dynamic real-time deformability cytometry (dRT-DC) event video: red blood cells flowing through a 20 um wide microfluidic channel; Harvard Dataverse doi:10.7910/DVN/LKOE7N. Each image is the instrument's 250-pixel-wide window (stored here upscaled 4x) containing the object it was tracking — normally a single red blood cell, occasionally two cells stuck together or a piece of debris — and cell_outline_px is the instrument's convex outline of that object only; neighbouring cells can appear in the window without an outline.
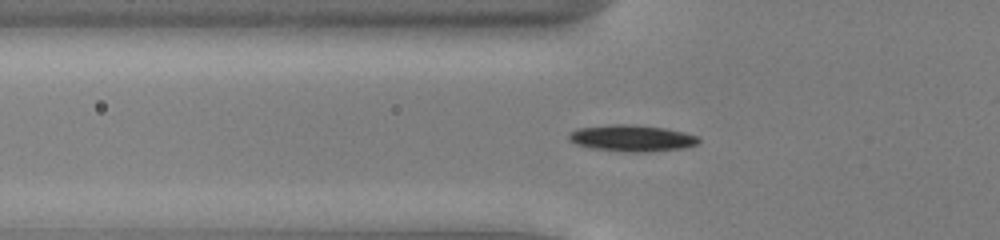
{"species": "common noctule bat (a hibernating species)", "species_latin": "Nyctalus noctula", "temperature_condition": "cold", "stored_images_in_passage": 38, "camera_frame_rate_fps": 3000, "um_per_image_px": 0.085, "animal": {"sex": "male", "body_mass_g": 13.0, "forearm_length_mm": 53.1}, "frame": {"image": 1, "passage_image": 4, "time_ms": 1.0, "image_size_px": [1000, 240], "cell_outline_px": [[700, 140], [696, 144], [684, 148], [648, 152], [628, 152], [592, 148], [576, 144], [568, 140], [568, 132], [576, 128], [612, 124], [628, 124], [664, 128], [684, 132], [700, 136]], "centroid_in_image_um": [53.69, 11.74], "position_along_channel_um": 72.1, "area_um2": 20.17}}
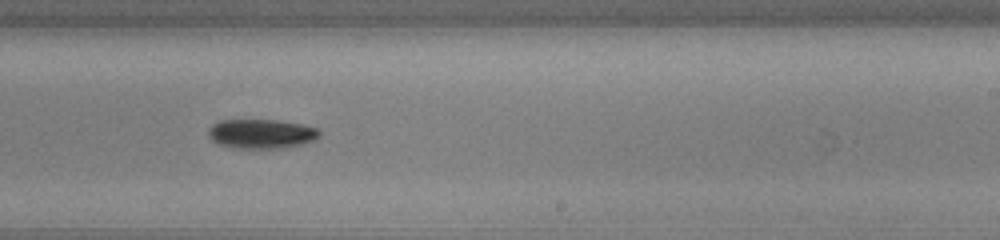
{"frame": {"image": 2, "passage_image": 19, "time_ms": 6.0, "image_size_px": [1000, 240], "cell_outline_px": [[320, 136], [304, 144], [284, 148], [232, 148], [220, 144], [212, 140], [208, 136], [208, 128], [212, 124], [220, 120], [276, 120], [300, 124], [320, 128]], "centroid_in_image_um": [22.21, 11.37], "position_along_channel_um": 266.8, "area_um2": 19.13}}
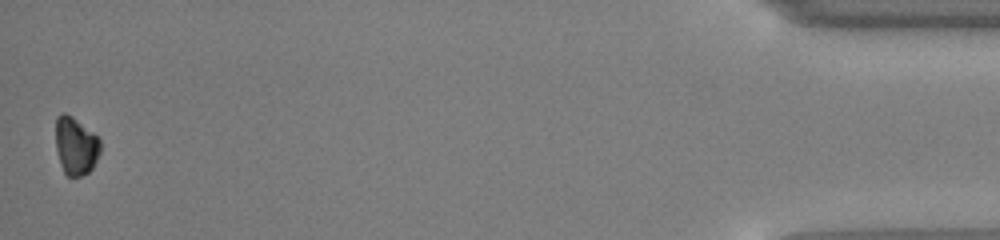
{"frame": {"image": 3, "passage_image": 38, "time_ms": 12.333, "image_size_px": [1000, 240], "cell_outline_px": [[100, 152], [92, 168], [88, 172], [80, 176], [68, 176], [64, 172], [60, 164], [56, 148], [56, 116], [64, 112], [72, 116], [92, 132], [100, 140]], "centroid_in_image_um": [6.42, 12.4], "position_along_channel_um": 428.8, "area_um2": 14.91}, "authors_computed_cell_mechanics": {"area_um2": 18.8139, "velocity_mm_per_s": 3.9106, "shape_relaxation_time_tau1_ms": 1.3645, "shape_relaxation_time_tau2_ms": null, "deformation_change_tau1": 0.0733, "deformation_change_tau2": null}}